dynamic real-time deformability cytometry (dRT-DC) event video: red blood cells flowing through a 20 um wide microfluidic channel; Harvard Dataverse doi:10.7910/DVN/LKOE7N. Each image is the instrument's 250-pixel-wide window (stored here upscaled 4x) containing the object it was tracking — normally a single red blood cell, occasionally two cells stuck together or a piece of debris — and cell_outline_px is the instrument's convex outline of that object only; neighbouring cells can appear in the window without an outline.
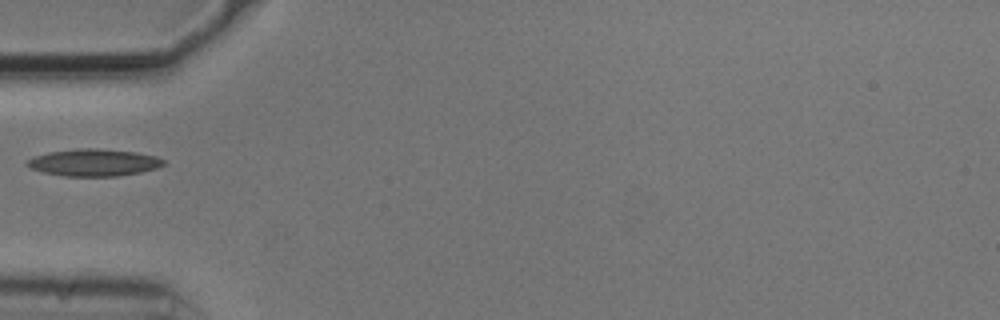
{"species": "common noctule bat (a hibernating species)", "species_latin": "Nyctalus noctula", "temperature_condition": "cold", "stored_images_in_passage": 37, "camera_frame_rate_fps": 3000, "um_per_image_px": 0.085, "animal": {"sex": "male", "body_mass_g": 20.5, "forearm_length_mm": 52.5}, "frame": {"image": 1, "passage_image": 1, "time_ms": 0.0, "image_size_px": [1000, 320], "cell_outline_px": [[164, 164], [156, 168], [140, 172], [116, 176], [64, 176], [44, 172], [32, 168], [24, 164], [24, 160], [48, 152], [80, 148], [96, 148], [136, 152], [156, 156], [164, 160]], "centroid_in_image_um": [7.95, 13.81], "position_along_channel_um": 77.1, "area_um2": 21.44}}
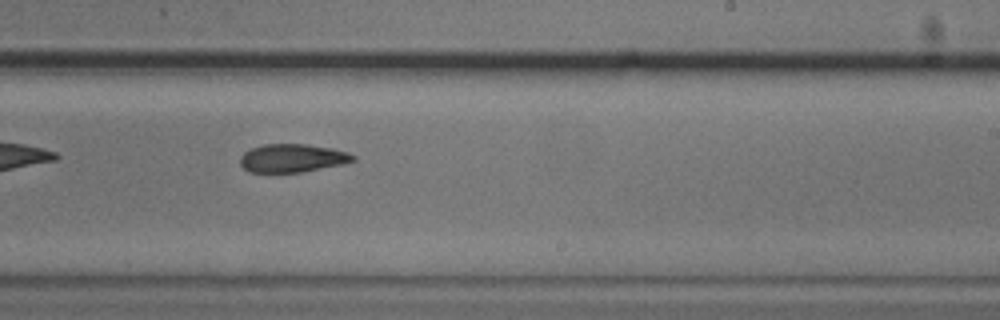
{"frame": {"image": 2, "passage_image": 16, "time_ms": 5.0, "image_size_px": [1000, 320], "cell_outline_px": [[356, 160], [344, 164], [300, 172], [248, 172], [240, 164], [240, 156], [244, 152], [252, 148], [264, 144], [308, 144], [332, 148], [348, 152], [356, 156]], "centroid_in_image_um": [24.87, 13.43], "position_along_channel_um": 264.1, "area_um2": 18.67}}
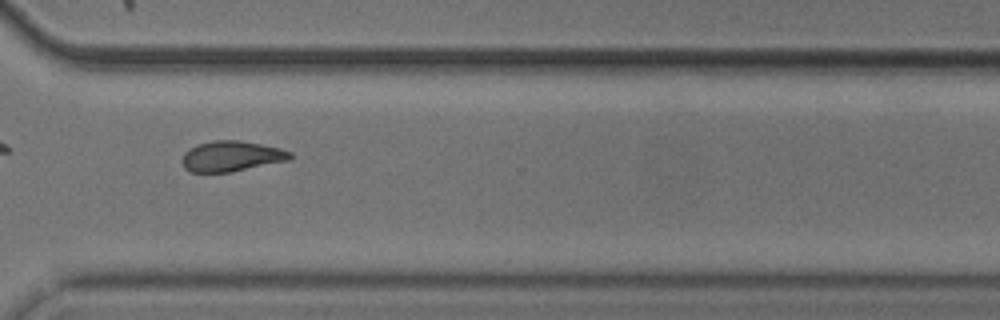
{"frame": {"image": 3, "passage_image": 23, "time_ms": 7.333, "image_size_px": [1000, 320], "cell_outline_px": [[296, 156], [292, 160], [228, 172], [192, 172], [184, 168], [180, 160], [184, 152], [188, 148], [196, 144], [212, 140], [236, 140], [260, 144], [280, 148], [292, 152]], "centroid_in_image_um": [19.68, 13.27], "position_along_channel_um": 350.9, "area_um2": 19.48}}